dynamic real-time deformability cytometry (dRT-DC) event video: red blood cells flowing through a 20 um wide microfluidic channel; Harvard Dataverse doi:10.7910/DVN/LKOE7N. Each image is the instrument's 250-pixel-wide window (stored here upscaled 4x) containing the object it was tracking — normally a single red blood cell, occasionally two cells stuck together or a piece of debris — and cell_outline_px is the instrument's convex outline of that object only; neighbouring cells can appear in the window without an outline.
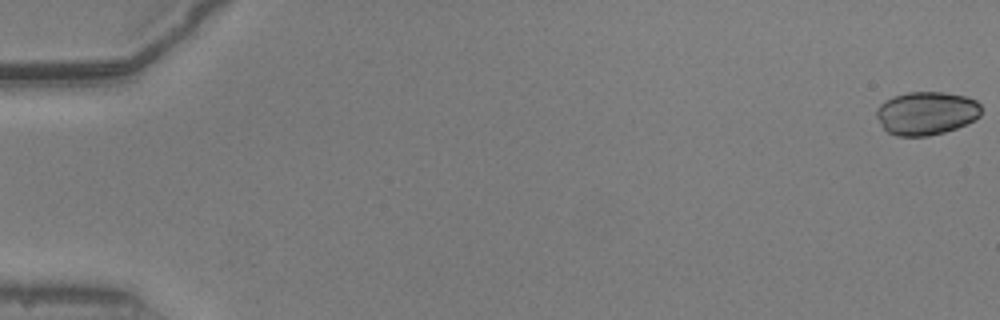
{"species": "common noctule bat (a hibernating species)", "species_latin": "Nyctalus noctula", "temperature_condition": "warm", "stored_images_in_passage": 22, "camera_frame_rate_fps": 3000, "um_per_image_px": 0.085, "animal": {"sex": "male", "body_mass_g": 20.5, "forearm_length_mm": 52.5}, "frame": {"image": 1, "passage_image": 1, "time_ms": 0.0, "image_size_px": [1000, 320], "cell_outline_px": [[980, 116], [956, 128], [944, 132], [928, 136], [896, 136], [888, 132], [884, 128], [876, 116], [876, 108], [884, 100], [892, 96], [908, 92], [944, 92], [964, 96], [976, 100], [980, 104]], "centroid_in_image_um": [78.7, 9.61], "position_along_channel_um": 6.3, "area_um2": 26.41}}
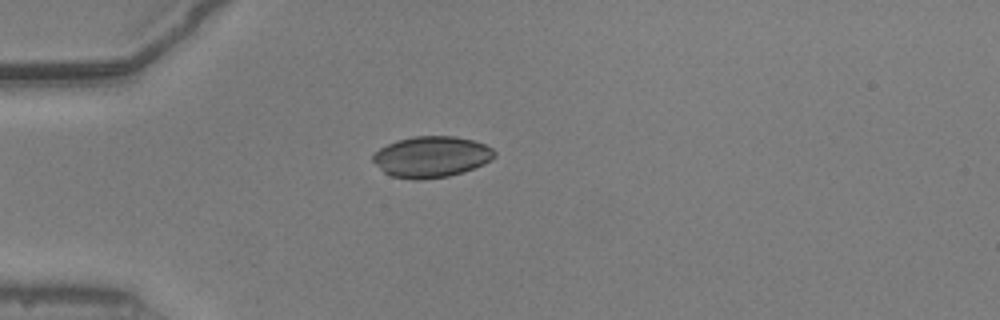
{"frame": {"image": 2, "passage_image": 16, "time_ms": 5.0, "image_size_px": [1000, 320], "cell_outline_px": [[496, 156], [492, 160], [484, 164], [448, 176], [420, 180], [412, 180], [392, 176], [384, 172], [372, 160], [372, 156], [380, 148], [396, 140], [412, 136], [456, 136], [472, 140], [484, 144], [492, 148], [496, 152]], "centroid_in_image_um": [36.67, 13.32], "position_along_channel_um": 48.3, "area_um2": 29.07}}